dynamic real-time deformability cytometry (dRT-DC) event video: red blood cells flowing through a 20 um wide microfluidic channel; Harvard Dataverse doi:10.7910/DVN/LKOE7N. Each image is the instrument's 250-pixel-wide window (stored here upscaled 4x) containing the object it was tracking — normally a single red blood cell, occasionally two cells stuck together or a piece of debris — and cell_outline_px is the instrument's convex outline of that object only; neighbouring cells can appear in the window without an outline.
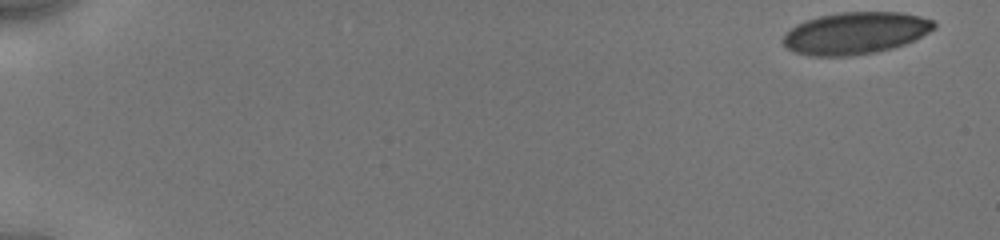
{"species": "human", "species_latin": "Homo sapiens", "temperature_condition": "cold", "stored_images_in_passage": 28, "camera_frame_rate_fps": 3000, "um_per_image_px": 0.085, "donor": {"sex": "male"}, "frame": {"image": 1, "passage_image": 1, "time_ms": 0.0, "image_size_px": [1000, 240], "cell_outline_px": [[936, 28], [916, 40], [892, 48], [876, 52], [852, 56], [808, 56], [796, 52], [788, 48], [784, 44], [784, 36], [796, 24], [804, 20], [820, 16], [840, 12], [900, 12], [920, 16], [932, 20], [936, 24]], "centroid_in_image_um": [72.75, 2.81], "position_along_channel_um": 12.3, "area_um2": 36.99}}
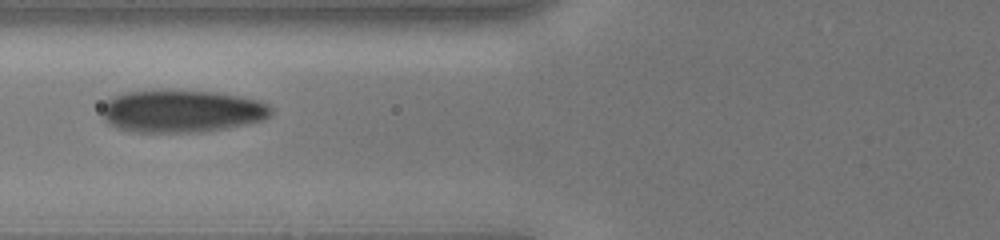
{"frame": {"image": 2, "passage_image": 20, "time_ms": 7.0, "image_size_px": [1000, 240], "cell_outline_px": [[272, 112], [268, 116], [260, 120], [244, 124], [224, 128], [200, 132], [132, 132], [108, 124], [104, 120], [100, 112], [104, 104], [108, 100], [124, 92], [160, 88], [168, 88], [216, 92], [240, 96], [260, 100], [268, 104], [272, 108]], "centroid_in_image_um": [15.39, 9.41], "position_along_channel_um": 110.4, "area_um2": 42.6}}
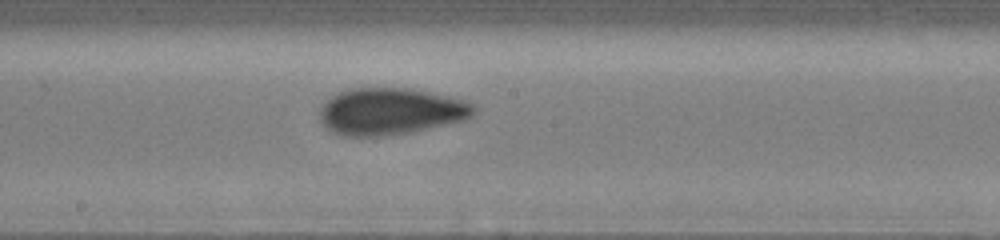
{"frame": {"image": 3, "passage_image": 28, "time_ms": 9.667, "image_size_px": [1000, 240], "cell_outline_px": [[476, 112], [472, 116], [464, 120], [412, 132], [380, 136], [340, 136], [332, 132], [320, 120], [320, 108], [332, 96], [340, 92], [352, 88], [412, 88], [448, 96], [464, 100], [472, 104], [476, 108]], "centroid_in_image_um": [33.21, 9.47], "position_along_channel_um": 215.0, "area_um2": 41.96}}